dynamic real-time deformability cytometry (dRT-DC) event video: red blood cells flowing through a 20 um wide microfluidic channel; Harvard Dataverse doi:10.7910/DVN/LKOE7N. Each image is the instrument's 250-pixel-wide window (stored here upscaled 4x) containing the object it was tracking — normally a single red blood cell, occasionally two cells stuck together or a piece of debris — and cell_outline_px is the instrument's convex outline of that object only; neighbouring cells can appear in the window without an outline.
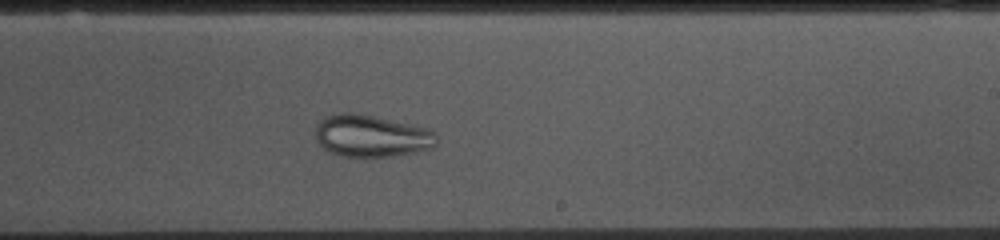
{"species": "common noctule bat (a hibernating species)", "species_latin": "Nyctalus noctula", "temperature_condition": "cold", "stored_images_in_passage": 50, "camera_frame_rate_fps": 3000, "um_per_image_px": 0.085, "animal": {"sex": "female", "body_mass_g": 10.0, "forearm_length_mm": 53.1}, "frame": {"image": 1, "passage_image": 30, "time_ms": 9.667, "image_size_px": [1000, 240], "cell_outline_px": [[436, 144], [432, 148], [416, 152], [396, 156], [340, 156], [328, 152], [316, 140], [316, 124], [324, 116], [340, 112], [352, 112], [376, 116], [428, 128], [436, 132]], "centroid_in_image_um": [31.56, 11.54], "position_along_channel_um": 257.4, "area_um2": 30.0}}
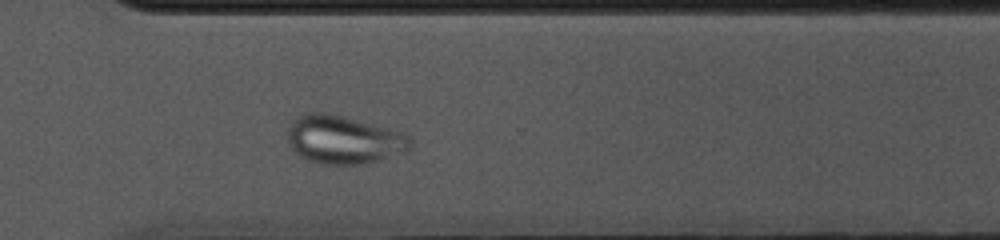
{"frame": {"image": 2, "passage_image": 37, "time_ms": 12.0, "image_size_px": [1000, 240], "cell_outline_px": [[412, 144], [408, 152], [368, 164], [324, 164], [308, 160], [300, 156], [292, 148], [288, 140], [288, 124], [296, 116], [304, 112], [324, 112], [344, 116], [392, 128], [404, 132], [412, 136]], "centroid_in_image_um": [29.27, 11.86], "position_along_channel_um": 341.3, "area_um2": 35.37}}
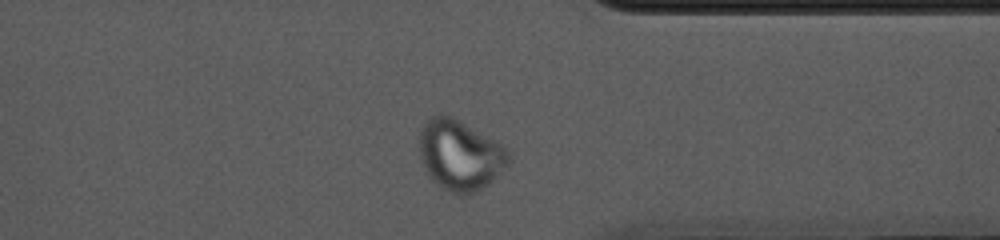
{"frame": {"image": 3, "passage_image": 40, "time_ms": 13.0, "image_size_px": [1000, 240], "cell_outline_px": [[512, 156], [508, 164], [488, 184], [472, 192], [452, 192], [436, 184], [432, 180], [424, 168], [420, 156], [420, 128], [424, 120], [440, 112], [452, 116], [460, 120], [496, 140], [508, 148], [512, 152]], "centroid_in_image_um": [39.1, 13.11], "position_along_channel_um": 372.3, "area_um2": 36.65}}